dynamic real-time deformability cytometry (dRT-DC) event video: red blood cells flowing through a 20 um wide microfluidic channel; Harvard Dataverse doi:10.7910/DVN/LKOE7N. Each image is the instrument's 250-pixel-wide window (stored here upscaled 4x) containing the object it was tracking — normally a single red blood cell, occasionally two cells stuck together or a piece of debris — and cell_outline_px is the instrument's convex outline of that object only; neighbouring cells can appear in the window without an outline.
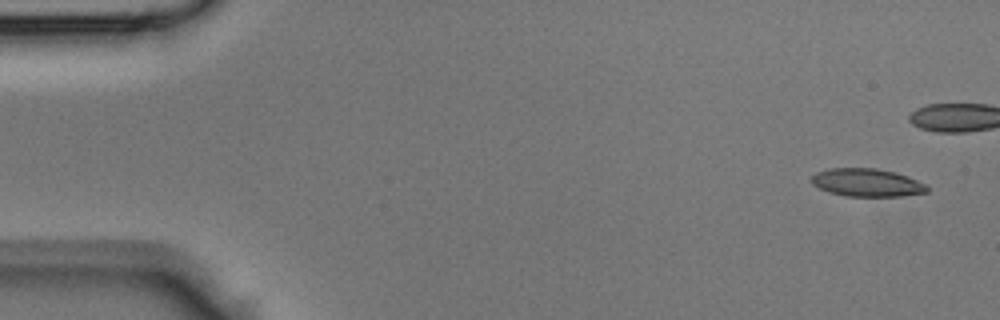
{"species": "Egyptian fruit bat (a non-hibernating species)", "species_latin": "Rousettus aegyptiacus", "temperature_condition": "room temperature", "stored_images_in_passage": 34, "camera_frame_rate_fps": 3000, "um_per_image_px": 0.085, "animal": {"sex": "male"}, "frame": {"image": 1, "passage_image": 1, "time_ms": 0.0, "image_size_px": [1000, 320], "cell_outline_px": [[928, 192], [900, 196], [844, 196], [828, 192], [812, 184], [812, 176], [816, 172], [828, 168], [876, 168], [896, 172], [908, 176], [924, 184], [928, 188]], "centroid_in_image_um": [73.67, 15.51], "position_along_channel_um": 11.3, "area_um2": 18.84}}
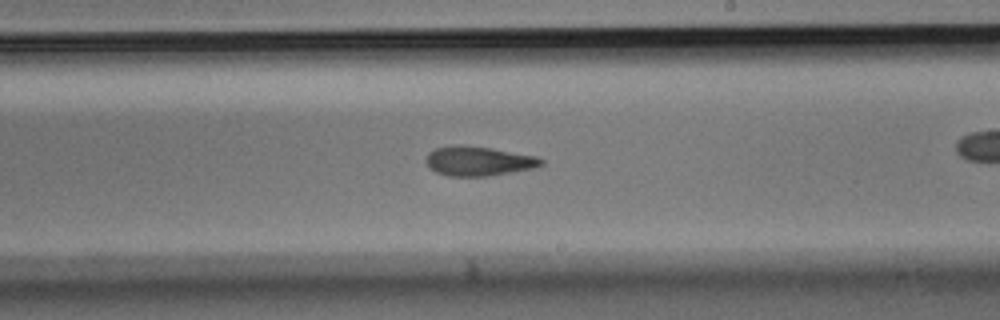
{"frame": {"image": 2, "passage_image": 24, "time_ms": 7.667, "image_size_px": [1000, 320], "cell_outline_px": [[544, 164], [532, 168], [488, 176], [448, 176], [436, 172], [424, 160], [428, 152], [436, 148], [492, 148], [536, 156], [544, 160]], "centroid_in_image_um": [40.72, 13.73], "position_along_channel_um": 248.3, "area_um2": 18.9}}
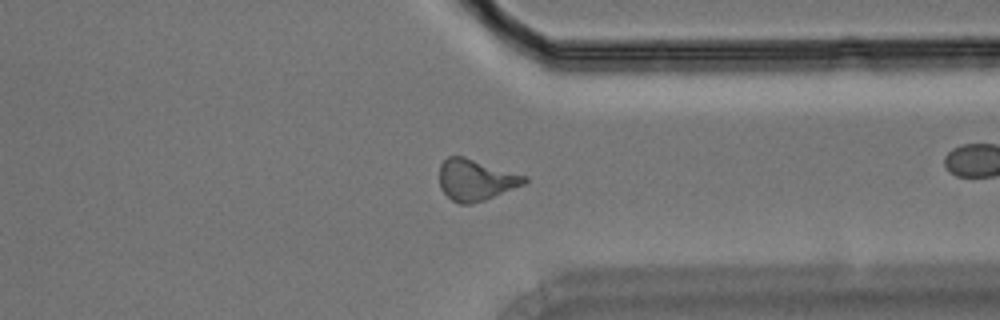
{"frame": {"image": 3, "passage_image": 32, "time_ms": 10.333, "image_size_px": [1000, 320], "cell_outline_px": [[528, 180], [524, 184], [484, 200], [472, 204], [460, 204], [452, 200], [440, 188], [440, 164], [448, 156], [464, 156], [528, 176]], "centroid_in_image_um": [40.44, 15.28], "position_along_channel_um": 371.0, "area_um2": 20.4}}